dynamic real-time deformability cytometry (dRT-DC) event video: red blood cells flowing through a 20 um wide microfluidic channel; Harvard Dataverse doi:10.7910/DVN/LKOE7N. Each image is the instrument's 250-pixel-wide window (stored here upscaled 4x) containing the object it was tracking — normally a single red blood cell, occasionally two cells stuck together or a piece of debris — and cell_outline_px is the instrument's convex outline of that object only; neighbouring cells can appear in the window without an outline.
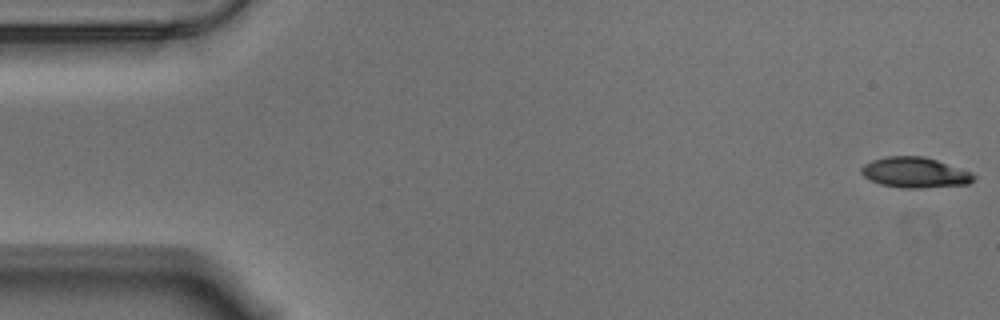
{"species": "Egyptian fruit bat (a non-hibernating species)", "species_latin": "Rousettus aegyptiacus", "temperature_condition": "warm", "stored_images_in_passage": 57, "camera_frame_rate_fps": 3000, "um_per_image_px": 0.085, "animal": {"sex": "male"}, "frame": {"image": 1, "passage_image": 1, "time_ms": 0.0, "image_size_px": [1000, 320], "cell_outline_px": [[976, 176], [968, 184], [924, 188], [900, 188], [880, 184], [864, 176], [860, 172], [860, 168], [864, 164], [872, 160], [888, 156], [924, 156], [972, 172]], "centroid_in_image_um": [77.76, 14.67], "position_along_channel_um": 7.2, "area_um2": 19.94}}
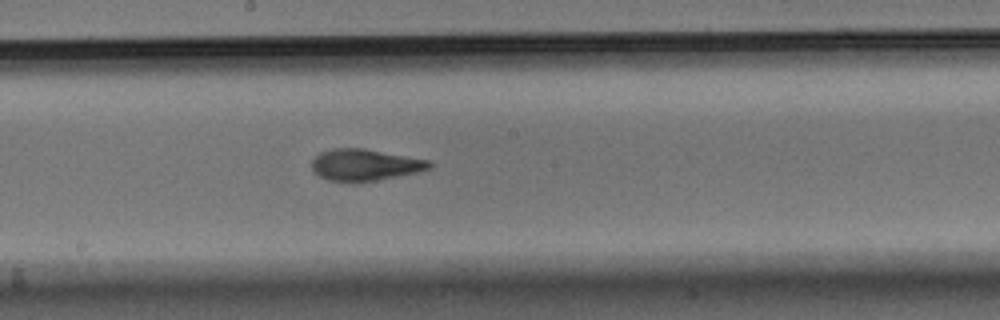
{"frame": {"image": 2, "passage_image": 30, "time_ms": 9.667, "image_size_px": [1000, 320], "cell_outline_px": [[436, 164], [432, 168], [416, 172], [356, 184], [348, 184], [328, 180], [312, 172], [312, 160], [320, 152], [332, 148], [364, 148], [432, 160]], "centroid_in_image_um": [31.03, 14.03], "position_along_channel_um": 217.2, "area_um2": 22.31}}
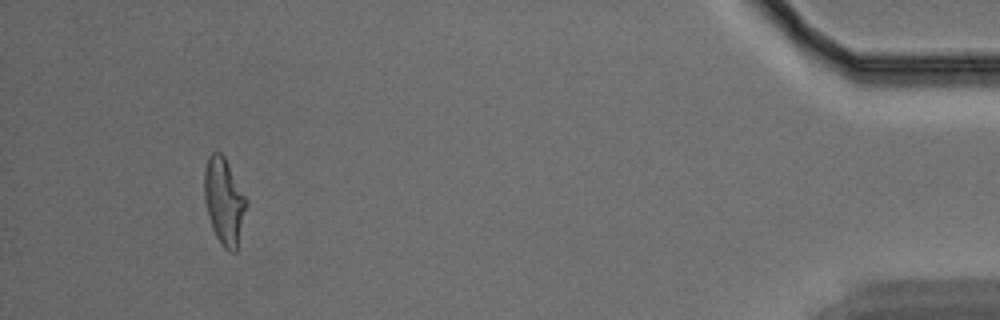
{"frame": {"image": 3, "passage_image": 53, "time_ms": 17.333, "image_size_px": [1000, 320], "cell_outline_px": [[248, 204], [236, 252], [228, 252], [224, 248], [216, 236], [212, 228], [204, 196], [204, 168], [208, 156], [216, 148], [224, 156], [248, 200]], "centroid_in_image_um": [19.06, 17.08], "position_along_channel_um": 416.1, "area_um2": 21.39}, "authors_computed_cell_mechanics": {"area_um2": 21.2704, "velocity_mm_per_s": 3.5336, "shape_relaxation_time_tau1_ms": 4.8905, "shape_relaxation_time_tau2_ms": 1.5167, "deformation_change_tau1": 0.2009, "deformation_change_tau2": 0.0937}}